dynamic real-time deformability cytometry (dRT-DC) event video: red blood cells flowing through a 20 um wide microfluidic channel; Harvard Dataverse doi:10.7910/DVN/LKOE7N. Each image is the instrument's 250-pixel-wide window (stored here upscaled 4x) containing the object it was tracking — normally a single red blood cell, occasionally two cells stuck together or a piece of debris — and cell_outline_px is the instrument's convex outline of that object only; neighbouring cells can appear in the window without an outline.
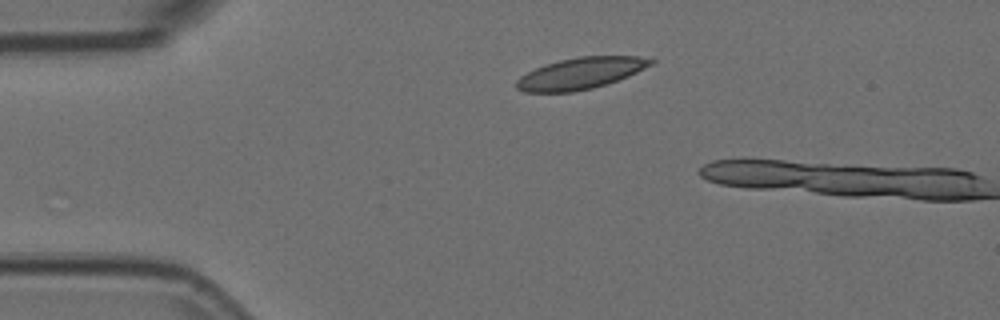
{"species": "Egyptian fruit bat (a non-hibernating species)", "species_latin": "Rousettus aegyptiacus", "temperature_condition": "room temperature", "stored_images_in_passage": 2, "camera_frame_rate_fps": 3000, "um_per_image_px": 0.085, "animal": {"sex": "female"}, "frame": {"image": 1, "passage_image": 1, "time_ms": 0.0, "image_size_px": [1000, 320], "cell_outline_px": [[656, 60], [652, 64], [628, 76], [592, 88], [572, 92], [524, 92], [516, 88], [516, 80], [520, 76], [544, 64], [560, 60], [580, 56], [640, 56]], "centroid_in_image_um": [49.32, 6.23], "position_along_channel_um": 35.7, "area_um2": 24.45}}